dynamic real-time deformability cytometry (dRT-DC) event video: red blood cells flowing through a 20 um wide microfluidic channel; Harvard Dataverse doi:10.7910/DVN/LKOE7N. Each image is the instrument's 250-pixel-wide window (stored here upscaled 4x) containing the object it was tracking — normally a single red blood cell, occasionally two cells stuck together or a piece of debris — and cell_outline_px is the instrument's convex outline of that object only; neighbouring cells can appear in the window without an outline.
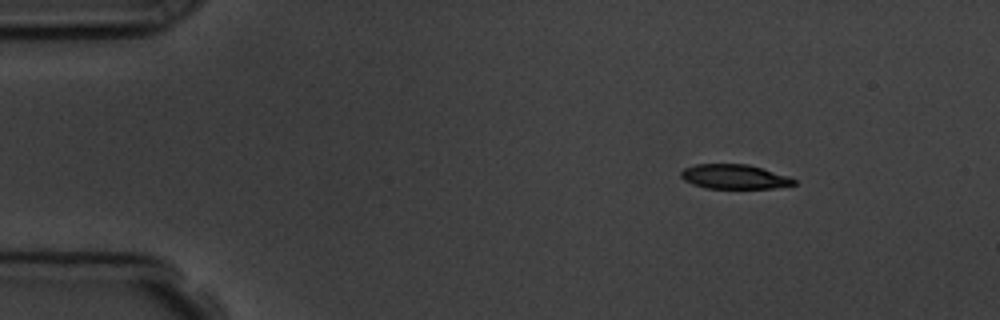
{"species": "common noctule bat (a hibernating species)", "species_latin": "Nyctalus noctula", "temperature_condition": "room temperature", "stored_images_in_passage": 7, "camera_frame_rate_fps": 3000, "um_per_image_px": 0.085, "animal": {"sex": "male", "body_mass_g": 19.5, "forearm_length_mm": 54.6}, "frame": {"image": 1, "passage_image": 1, "time_ms": 0.0, "image_size_px": [1000, 320], "cell_outline_px": [[796, 184], [772, 188], [708, 188], [692, 184], [684, 180], [680, 176], [680, 172], [684, 168], [696, 164], [748, 164], [788, 176], [796, 180]], "centroid_in_image_um": [62.39, 15.01], "position_along_channel_um": 22.6, "area_um2": 16.01}}
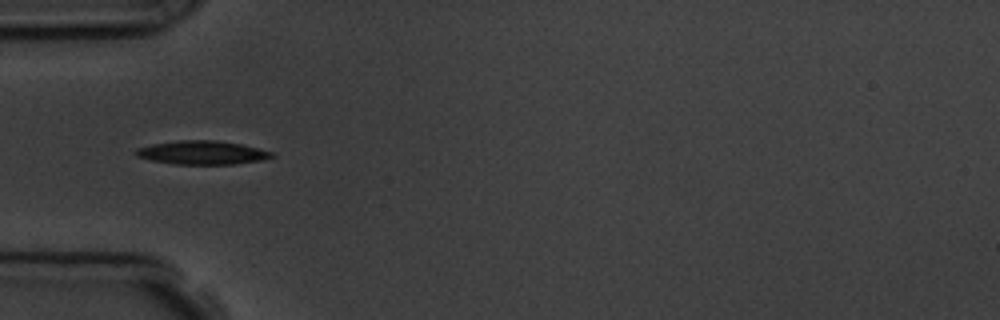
{"frame": {"image": 2, "passage_image": 4, "time_ms": 3.333, "image_size_px": [1000, 320], "cell_outline_px": [[276, 156], [264, 160], [236, 164], [172, 164], [152, 160], [136, 156], [132, 152], [136, 148], [152, 144], [180, 140], [216, 140], [240, 144], [272, 152]], "centroid_in_image_um": [17.16, 12.98], "position_along_channel_um": 67.8, "area_um2": 18.79}}